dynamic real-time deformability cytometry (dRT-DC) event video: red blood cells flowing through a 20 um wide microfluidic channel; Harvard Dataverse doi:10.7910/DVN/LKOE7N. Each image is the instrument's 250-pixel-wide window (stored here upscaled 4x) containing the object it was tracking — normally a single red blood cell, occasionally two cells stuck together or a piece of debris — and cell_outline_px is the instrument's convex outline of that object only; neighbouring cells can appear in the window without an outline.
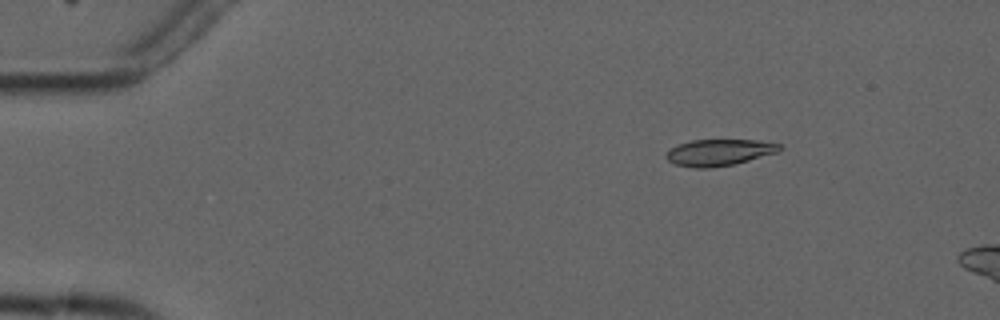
{"species": "common noctule bat (a hibernating species)", "species_latin": "Nyctalus noctula", "temperature_condition": "cold", "stored_images_in_passage": 4, "camera_frame_rate_fps": 3000, "um_per_image_px": 0.085, "animal": {"sex": "male", "forearm_length_mm": 52.5}, "frame": {"image": 1, "passage_image": 2, "time_ms": 2.333, "image_size_px": [1000, 320], "cell_outline_px": [[784, 148], [776, 152], [736, 164], [708, 168], [692, 168], [676, 164], [668, 160], [664, 156], [672, 148], [680, 144], [692, 140], [756, 140], [780, 144]], "centroid_in_image_um": [61.14, 12.96], "position_along_channel_um": 23.9, "area_um2": 17.34}}